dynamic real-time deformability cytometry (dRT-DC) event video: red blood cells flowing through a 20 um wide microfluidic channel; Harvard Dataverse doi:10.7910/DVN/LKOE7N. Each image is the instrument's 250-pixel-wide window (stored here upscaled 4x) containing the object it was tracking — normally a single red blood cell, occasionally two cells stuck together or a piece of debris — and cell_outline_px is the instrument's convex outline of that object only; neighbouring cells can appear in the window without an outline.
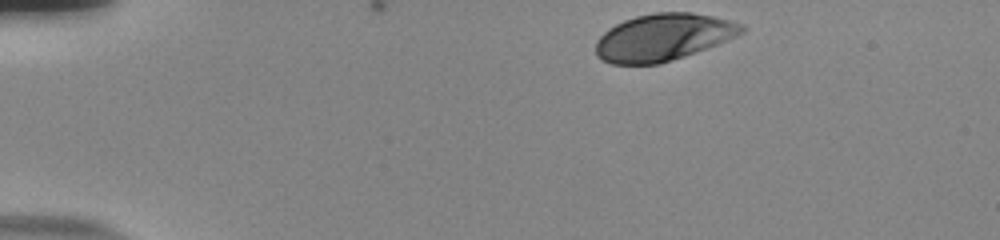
{"species": "human", "species_latin": "Homo sapiens", "temperature_condition": "room temperature", "stored_images_in_passage": 38, "camera_frame_rate_fps": 3000, "um_per_image_px": 0.085, "donor": {"sex": "male"}, "frame": {"image": 1, "passage_image": 1, "time_ms": 0.0, "image_size_px": [1000, 240], "cell_outline_px": [[748, 28], [744, 32], [728, 40], [696, 52], [660, 64], [612, 64], [596, 56], [596, 40], [608, 28], [624, 20], [636, 16], [652, 12], [692, 12], [712, 16], [744, 24]], "centroid_in_image_um": [56.39, 3.16], "position_along_channel_um": 28.6, "area_um2": 40.11}}
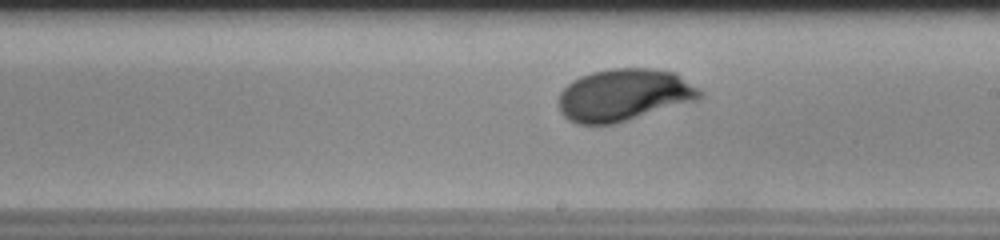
{"frame": {"image": 2, "passage_image": 24, "time_ms": 7.667, "image_size_px": [1000, 240], "cell_outline_px": [[704, 96], [700, 100], [612, 124], [576, 124], [568, 120], [560, 112], [560, 92], [572, 80], [580, 76], [592, 72], [612, 68], [652, 68], [676, 72], [704, 92]], "centroid_in_image_um": [53.08, 8.06], "position_along_channel_um": 235.9, "area_um2": 43.18}}
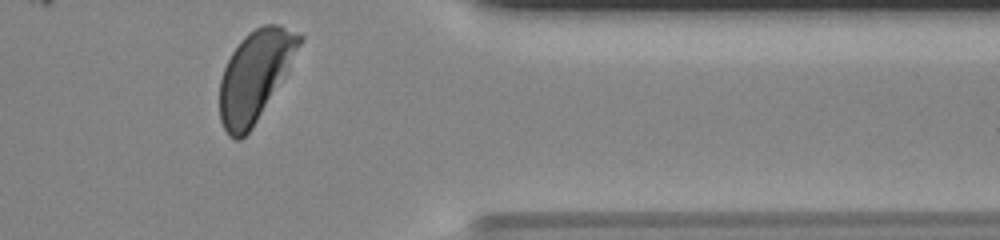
{"frame": {"image": 3, "passage_image": 37, "time_ms": 12.0, "image_size_px": [1000, 240], "cell_outline_px": [[304, 40], [288, 68], [252, 128], [240, 140], [236, 140], [228, 136], [220, 120], [220, 80], [224, 68], [232, 52], [240, 40], [248, 32], [264, 24], [276, 24], [304, 36]], "centroid_in_image_um": [21.65, 6.42], "position_along_channel_um": 389.7, "area_um2": 41.04}, "authors_computed_cell_mechanics": {"area_um2": 41.6449, "velocity_mm_per_s": 3.8079, "shape_relaxation_time_tau1_ms": 2.9077, "shape_relaxation_time_tau2_ms": null, "deformation_change_tau1": 0.1485, "deformation_change_tau2": null}}